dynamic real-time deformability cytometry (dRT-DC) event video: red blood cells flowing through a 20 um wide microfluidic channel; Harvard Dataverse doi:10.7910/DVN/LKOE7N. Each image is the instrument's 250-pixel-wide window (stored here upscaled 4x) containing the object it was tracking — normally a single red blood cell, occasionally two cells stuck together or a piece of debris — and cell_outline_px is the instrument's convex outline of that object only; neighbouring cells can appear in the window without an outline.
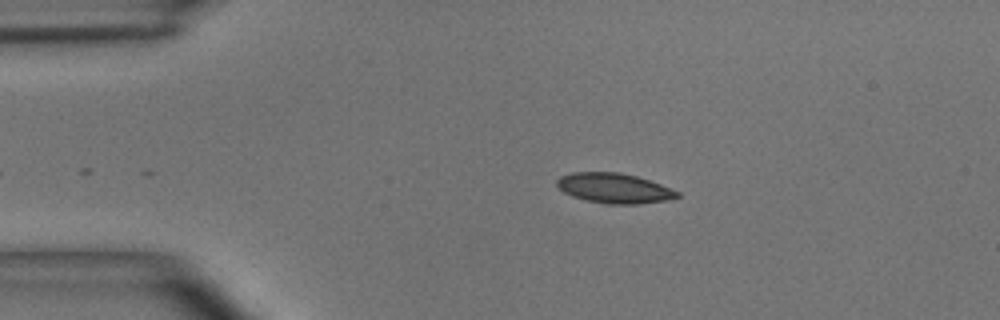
{"species": "common noctule bat (a hibernating species)", "species_latin": "Nyctalus noctula", "temperature_condition": "room temperature", "stored_images_in_passage": 5, "camera_frame_rate_fps": 3000, "um_per_image_px": 0.085, "animal": {"sex": "male", "body_mass_g": 15.6}, "frame": {"image": 1, "passage_image": 5, "time_ms": 1.333, "image_size_px": [1000, 320], "cell_outline_px": [[680, 196], [664, 200], [640, 204], [604, 204], [572, 196], [564, 192], [556, 184], [556, 180], [560, 176], [572, 172], [620, 172], [636, 176], [660, 184], [680, 192]], "centroid_in_image_um": [52.18, 15.99], "position_along_channel_um": 32.8, "area_um2": 20.92}}